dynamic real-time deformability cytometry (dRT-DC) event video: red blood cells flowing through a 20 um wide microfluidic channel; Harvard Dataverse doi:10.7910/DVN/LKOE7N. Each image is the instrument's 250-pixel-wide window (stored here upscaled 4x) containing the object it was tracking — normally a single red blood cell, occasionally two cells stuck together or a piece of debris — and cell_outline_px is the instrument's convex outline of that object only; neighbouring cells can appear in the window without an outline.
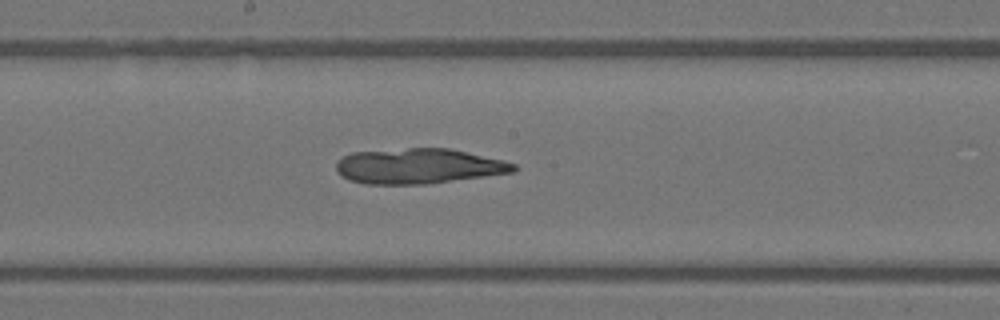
{"species": "Egyptian fruit bat (a non-hibernating species)", "species_latin": "Rousettus aegyptiacus", "temperature_condition": "warm", "stored_images_in_passage": 50, "camera_frame_rate_fps": 3000, "um_per_image_px": 0.085, "animal": {"sex": "female"}, "frame": {"image": 1, "passage_image": 27, "time_ms": 8.667, "image_size_px": [1000, 320], "cell_outline_px": [[516, 168], [512, 172], [428, 184], [364, 184], [348, 180], [336, 172], [336, 160], [352, 152], [408, 148], [448, 148], [504, 160], [516, 164]], "centroid_in_image_um": [35.52, 14.12], "position_along_channel_um": 212.7, "area_um2": 36.47}}
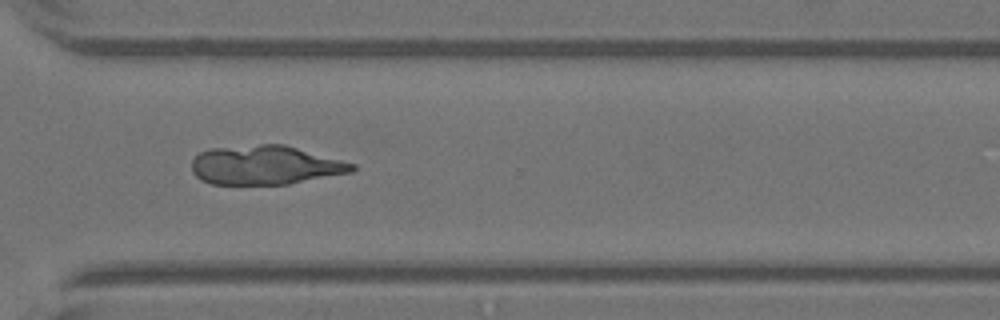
{"frame": {"image": 2, "passage_image": 37, "time_ms": 12.0, "image_size_px": [1000, 320], "cell_outline_px": [[356, 168], [352, 172], [288, 184], [212, 184], [200, 180], [192, 172], [192, 160], [200, 152], [212, 148], [260, 144], [284, 144], [356, 164]], "centroid_in_image_um": [22.54, 14.03], "position_along_channel_um": 348.1, "area_um2": 36.47}}
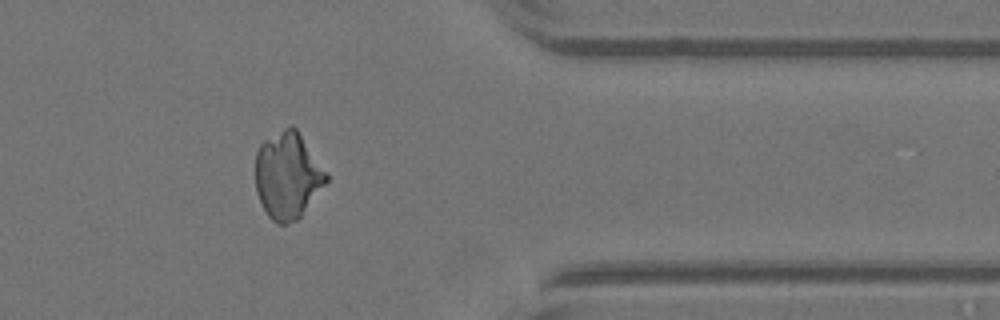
{"frame": {"image": 3, "passage_image": 41, "time_ms": 13.333, "image_size_px": [1000, 320], "cell_outline_px": [[328, 180], [300, 216], [296, 220], [284, 224], [276, 224], [268, 216], [256, 192], [256, 152], [260, 144], [264, 140], [288, 124], [292, 124], [296, 128], [328, 176]], "centroid_in_image_um": [24.42, 14.9], "position_along_channel_um": 387.0, "area_um2": 35.32}}